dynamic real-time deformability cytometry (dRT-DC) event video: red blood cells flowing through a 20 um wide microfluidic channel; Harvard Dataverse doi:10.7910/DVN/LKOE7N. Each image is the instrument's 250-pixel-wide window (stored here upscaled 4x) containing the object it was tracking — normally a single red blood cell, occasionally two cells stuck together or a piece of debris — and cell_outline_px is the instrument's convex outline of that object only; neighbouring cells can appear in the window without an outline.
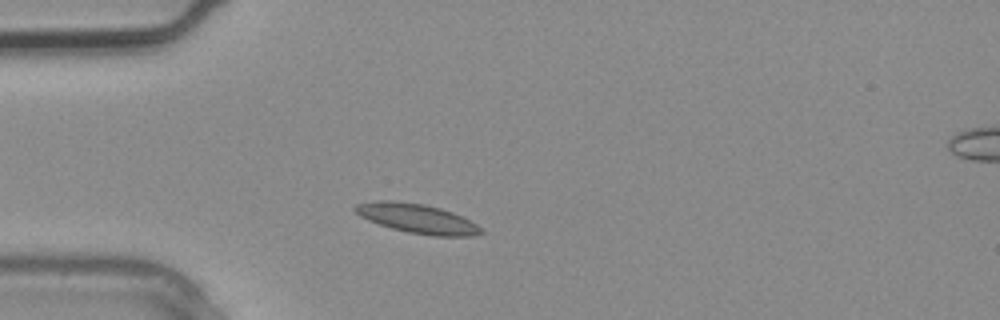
{"species": "common noctule bat (a hibernating species)", "species_latin": "Nyctalus noctula", "temperature_condition": "warm", "stored_images_in_passage": 2, "camera_frame_rate_fps": 3000, "um_per_image_px": 0.085, "animal": {"sex": "male", "body_mass_g": 20.4}, "frame": {"image": 1, "passage_image": 1, "time_ms": 0.0, "image_size_px": [1000, 320], "cell_outline_px": [[484, 232], [472, 236], [432, 236], [408, 232], [392, 228], [368, 220], [360, 216], [352, 208], [356, 204], [376, 200], [392, 200], [424, 204], [440, 208], [452, 212], [484, 228]], "centroid_in_image_um": [35.45, 18.57], "position_along_channel_um": 49.5, "area_um2": 21.5}}